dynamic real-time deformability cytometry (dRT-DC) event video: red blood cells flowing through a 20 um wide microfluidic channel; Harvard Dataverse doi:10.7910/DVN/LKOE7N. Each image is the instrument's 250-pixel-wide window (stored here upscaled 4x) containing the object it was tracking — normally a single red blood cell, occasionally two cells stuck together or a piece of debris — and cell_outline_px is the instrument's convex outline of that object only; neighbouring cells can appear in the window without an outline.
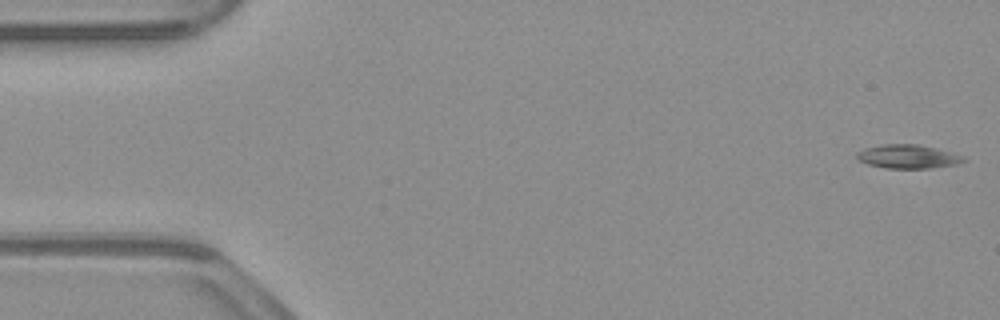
{"species": "common noctule bat (a hibernating species)", "species_latin": "Nyctalus noctula", "temperature_condition": "warm", "stored_images_in_passage": 53, "camera_frame_rate_fps": 3000, "um_per_image_px": 0.085, "animal": {"sex": "male", "body_mass_g": 23.1, "forearm_length_mm": 52.7}, "frame": {"image": 1, "passage_image": 1, "time_ms": 0.0, "image_size_px": [1000, 320], "cell_outline_px": [[968, 160], [956, 164], [928, 168], [884, 168], [868, 164], [860, 160], [856, 156], [856, 152], [864, 148], [880, 144], [920, 144], [936, 148], [964, 156]], "centroid_in_image_um": [77.16, 13.29], "position_along_channel_um": 7.8, "area_um2": 14.8}}
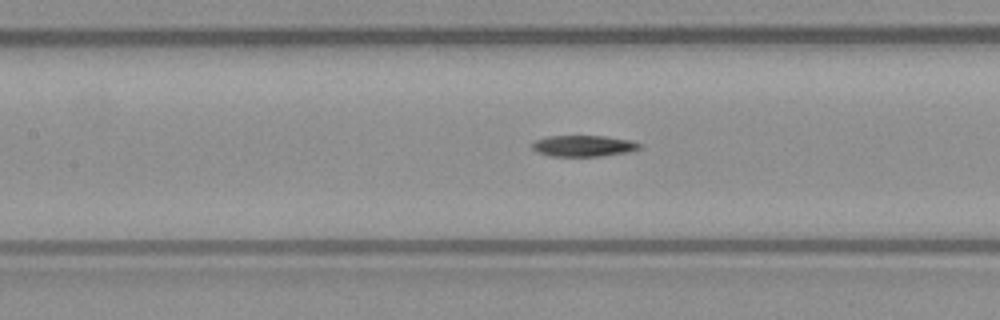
{"frame": {"image": 2, "passage_image": 23, "time_ms": 7.333, "image_size_px": [1000, 320], "cell_outline_px": [[644, 144], [640, 148], [628, 152], [600, 156], [552, 156], [536, 152], [532, 148], [532, 144], [536, 140], [548, 136], [604, 136], [632, 140]], "centroid_in_image_um": [49.63, 12.4], "position_along_channel_um": 157.8, "area_um2": 13.29}}
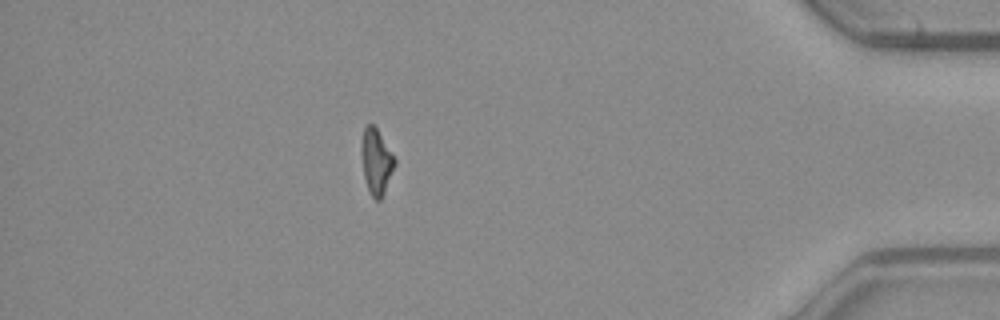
{"frame": {"image": 3, "passage_image": 46, "time_ms": 15.0, "image_size_px": [1000, 320], "cell_outline_px": [[396, 164], [384, 192], [380, 200], [376, 200], [368, 192], [364, 176], [360, 152], [360, 148], [364, 128], [368, 124], [372, 124], [376, 128], [396, 160]], "centroid_in_image_um": [31.96, 13.75], "position_along_channel_um": 403.2, "area_um2": 12.6}, "authors_computed_cell_mechanics": {"area_um2": 13.583, "velocity_mm_per_s": 3.8741, "shape_relaxation_time_tau1_ms": 7.9729, "shape_relaxation_time_tau2_ms": null, "deformation_change_tau1": 0.2034, "deformation_change_tau2": null}}